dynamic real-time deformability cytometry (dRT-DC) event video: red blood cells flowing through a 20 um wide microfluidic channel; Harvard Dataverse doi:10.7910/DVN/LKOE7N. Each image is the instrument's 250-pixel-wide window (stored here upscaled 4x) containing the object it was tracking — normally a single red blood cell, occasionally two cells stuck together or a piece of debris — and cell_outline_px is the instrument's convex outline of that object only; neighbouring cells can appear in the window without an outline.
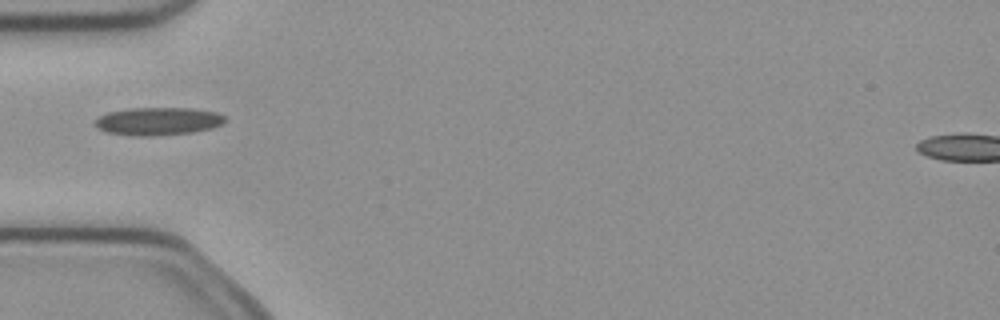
{"species": "common noctule bat (a hibernating species)", "species_latin": "Nyctalus noctula", "temperature_condition": "cold", "stored_images_in_passage": 4, "camera_frame_rate_fps": 3000, "um_per_image_px": 0.085, "animal": {"sex": "female", "body_mass_g": 21.9}, "frame": {"image": 1, "passage_image": 3, "time_ms": 0.667, "image_size_px": [1000, 320], "cell_outline_px": [[224, 120], [220, 124], [212, 128], [192, 132], [152, 136], [136, 136], [108, 132], [96, 128], [92, 124], [100, 116], [108, 112], [128, 108], [192, 108], [216, 112], [224, 116]], "centroid_in_image_um": [13.39, 10.3], "position_along_channel_um": 71.6, "area_um2": 21.04}}